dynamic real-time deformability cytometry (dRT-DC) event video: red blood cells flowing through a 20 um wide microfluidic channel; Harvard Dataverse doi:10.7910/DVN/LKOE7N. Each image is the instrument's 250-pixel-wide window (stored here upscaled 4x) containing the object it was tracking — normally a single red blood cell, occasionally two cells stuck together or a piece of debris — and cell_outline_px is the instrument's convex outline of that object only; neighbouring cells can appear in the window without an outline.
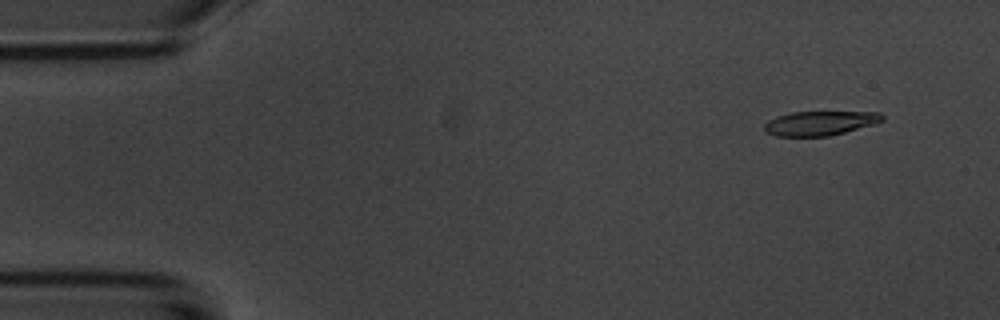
{"species": "common noctule bat (a hibernating species)", "species_latin": "Nyctalus noctula", "temperature_condition": "room temperature", "stored_images_in_passage": 5, "camera_frame_rate_fps": 3000, "um_per_image_px": 0.085, "animal": {"sex": "male", "body_mass_g": 20.1, "forearm_length_mm": 53.5}, "frame": {"image": 1, "passage_image": 1, "time_ms": 0.0, "image_size_px": [1000, 320], "cell_outline_px": [[884, 120], [876, 124], [828, 136], [776, 136], [764, 132], [764, 124], [768, 120], [776, 116], [792, 112], [880, 112], [884, 116]], "centroid_in_image_um": [69.69, 10.47], "position_along_channel_um": 15.3, "area_um2": 16.82}}